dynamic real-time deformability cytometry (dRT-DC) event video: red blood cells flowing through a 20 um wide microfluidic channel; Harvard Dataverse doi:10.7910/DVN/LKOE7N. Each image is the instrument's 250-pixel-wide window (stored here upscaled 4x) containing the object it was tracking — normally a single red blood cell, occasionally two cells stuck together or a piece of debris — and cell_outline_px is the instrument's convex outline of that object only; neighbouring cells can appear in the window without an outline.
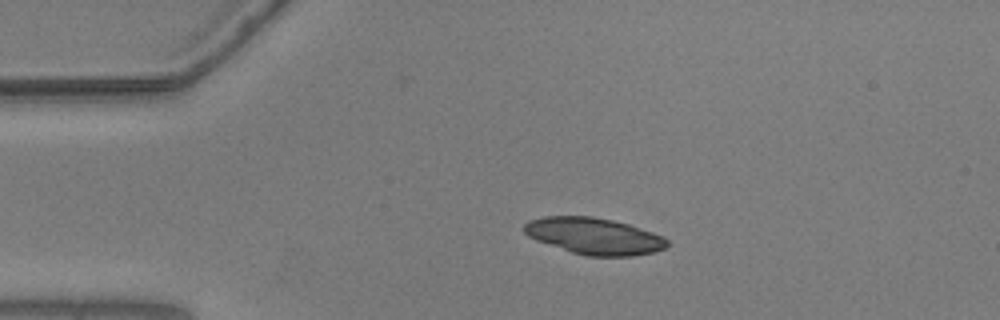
{"species": "common noctule bat (a hibernating species)", "species_latin": "Nyctalus noctula", "temperature_condition": "warm", "stored_images_in_passage": 38, "camera_frame_rate_fps": 3000, "um_per_image_px": 0.085, "animal": {"sex": "male", "body_mass_g": 20.5, "forearm_length_mm": 52.5}, "frame": {"image": 1, "passage_image": 1, "time_ms": 0.0, "image_size_px": [1000, 320], "cell_outline_px": [[668, 244], [664, 248], [652, 252], [632, 256], [588, 256], [572, 252], [536, 240], [528, 236], [524, 232], [524, 224], [528, 220], [544, 216], [592, 216], [612, 220], [628, 224], [664, 236], [668, 240]], "centroid_in_image_um": [50.49, 20.06], "position_along_channel_um": 34.5, "area_um2": 30.35}}